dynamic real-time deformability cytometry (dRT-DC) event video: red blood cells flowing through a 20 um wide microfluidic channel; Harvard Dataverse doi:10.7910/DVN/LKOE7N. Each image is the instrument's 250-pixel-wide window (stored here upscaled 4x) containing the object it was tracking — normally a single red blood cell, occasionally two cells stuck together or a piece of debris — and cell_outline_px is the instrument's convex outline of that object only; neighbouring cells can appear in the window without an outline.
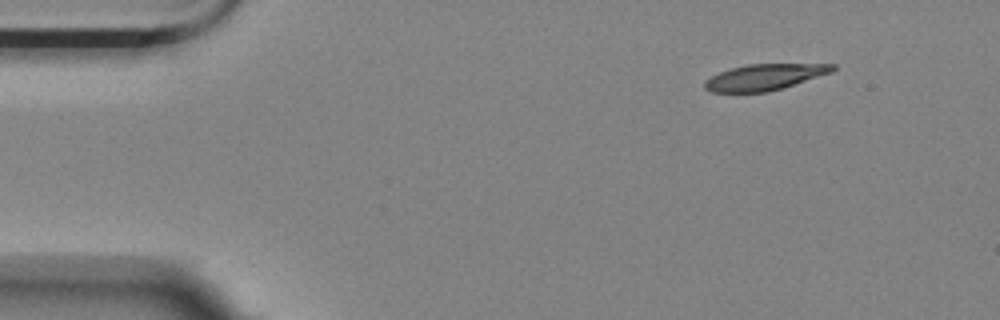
{"species": "Egyptian fruit bat (a non-hibernating species)", "species_latin": "Rousettus aegyptiacus", "temperature_condition": "room temperature", "stored_images_in_passage": 2, "camera_frame_rate_fps": 3000, "um_per_image_px": 0.085, "animal": {"sex": "female"}, "frame": {"image": 1, "passage_image": 2, "time_ms": 1.333, "image_size_px": [1000, 320], "cell_outline_px": [[836, 68], [832, 72], [768, 92], [712, 92], [704, 88], [704, 80], [720, 72], [732, 68], [748, 64], [836, 64]], "centroid_in_image_um": [64.97, 6.55], "position_along_channel_um": 20.0, "area_um2": 19.19}}